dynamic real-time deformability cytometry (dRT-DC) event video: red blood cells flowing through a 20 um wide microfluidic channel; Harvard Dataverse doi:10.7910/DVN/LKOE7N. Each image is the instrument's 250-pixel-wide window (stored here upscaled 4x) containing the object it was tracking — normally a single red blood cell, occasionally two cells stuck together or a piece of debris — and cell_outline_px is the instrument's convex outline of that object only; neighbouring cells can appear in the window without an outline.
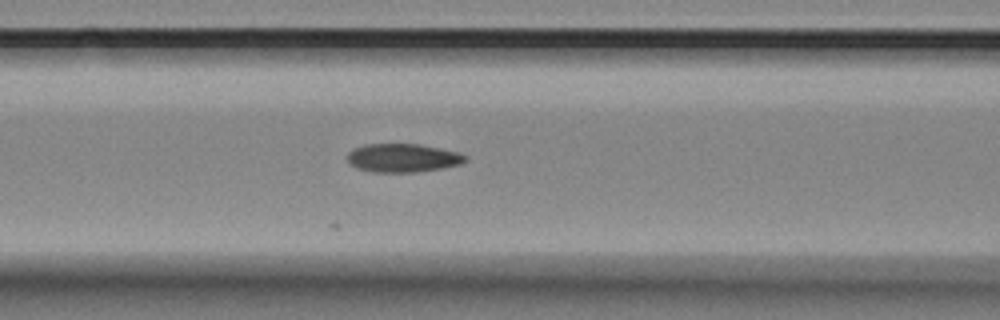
{"species": "Egyptian fruit bat (a non-hibernating species)", "species_latin": "Rousettus aegyptiacus", "temperature_condition": "room temperature", "stored_images_in_passage": 19, "camera_frame_rate_fps": 3000, "um_per_image_px": 0.085, "animal": {"sex": "female"}, "frame": {"image": 1, "passage_image": 7, "time_ms": 2.0, "image_size_px": [1000, 320], "cell_outline_px": [[468, 160], [460, 164], [440, 168], [416, 172], [372, 172], [348, 164], [348, 152], [352, 148], [364, 144], [420, 144], [460, 152], [468, 156]], "centroid_in_image_um": [34.25, 13.41], "position_along_channel_um": 132.4, "area_um2": 19.71}}
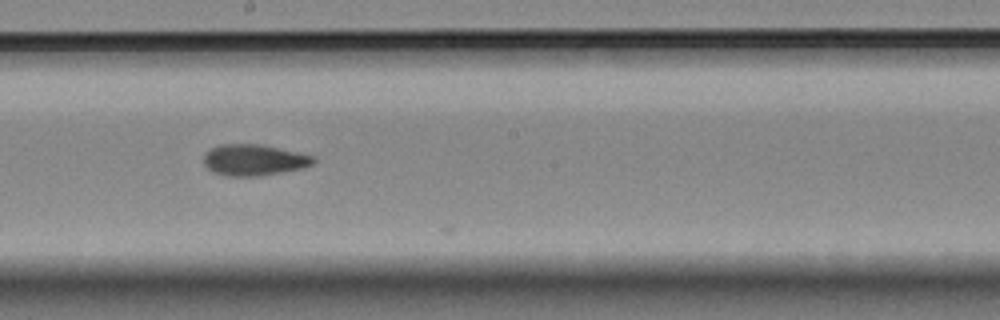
{"frame": {"image": 2, "passage_image": 15, "time_ms": 4.667, "image_size_px": [1000, 320], "cell_outline_px": [[316, 160], [312, 164], [300, 168], [260, 176], [228, 176], [212, 172], [204, 164], [204, 156], [212, 148], [220, 144], [260, 144], [316, 156]], "centroid_in_image_um": [21.59, 13.6], "position_along_channel_um": 226.6, "area_um2": 19.77}}
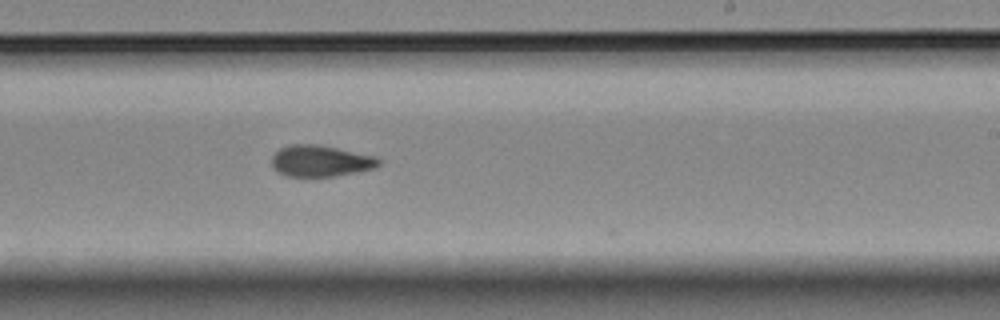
{"frame": {"image": 3, "passage_image": 18, "time_ms": 5.667, "image_size_px": [1000, 320], "cell_outline_px": [[380, 164], [372, 168], [356, 172], [336, 176], [288, 176], [280, 172], [272, 164], [272, 156], [280, 148], [288, 144], [320, 144], [376, 156], [380, 160]], "centroid_in_image_um": [27.26, 13.66], "position_along_channel_um": 261.7, "area_um2": 19.42}}